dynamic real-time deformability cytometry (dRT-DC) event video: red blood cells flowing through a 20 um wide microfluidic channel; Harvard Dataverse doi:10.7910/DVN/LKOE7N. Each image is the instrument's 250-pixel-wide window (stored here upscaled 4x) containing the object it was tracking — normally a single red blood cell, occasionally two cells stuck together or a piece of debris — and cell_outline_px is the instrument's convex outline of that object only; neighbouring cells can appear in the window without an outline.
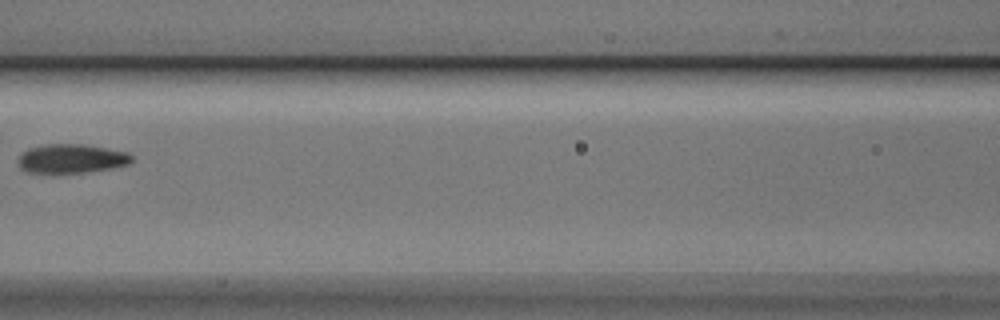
{"species": "Egyptian fruit bat (a non-hibernating species)", "species_latin": "Rousettus aegyptiacus", "temperature_condition": "cold", "stored_images_in_passage": 4, "camera_frame_rate_fps": 3000, "um_per_image_px": 0.085, "animal": {"sex": "male"}, "frame": {"image": 1, "passage_image": 3, "time_ms": 0.667, "image_size_px": [1000, 320], "cell_outline_px": [[132, 160], [128, 164], [112, 168], [84, 172], [28, 172], [20, 168], [16, 160], [28, 148], [44, 144], [84, 144], [128, 152], [132, 156]], "centroid_in_image_um": [6.06, 13.47], "position_along_channel_um": 160.5, "area_um2": 19.07}}
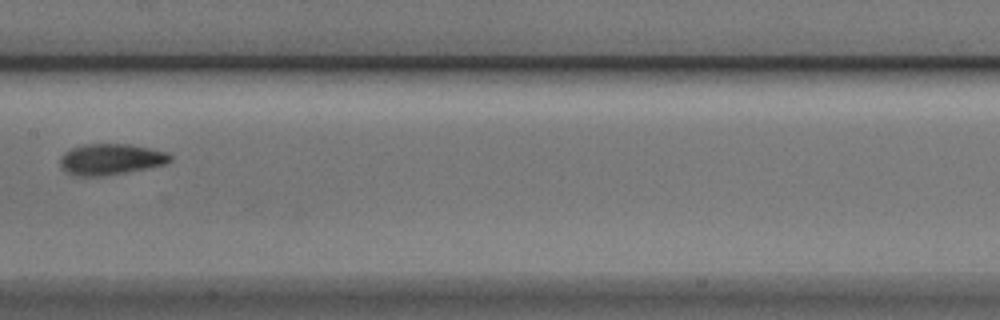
{"frame": {"image": 2, "passage_image": 4, "time_ms": 1.0, "image_size_px": [1000, 320], "cell_outline_px": [[172, 160], [164, 164], [148, 168], [128, 172], [104, 176], [76, 176], [68, 172], [60, 164], [60, 156], [64, 152], [72, 148], [84, 144], [128, 144], [152, 148], [168, 152], [172, 156]], "centroid_in_image_um": [9.44, 13.53], "position_along_channel_um": 198.0, "area_um2": 20.0}}